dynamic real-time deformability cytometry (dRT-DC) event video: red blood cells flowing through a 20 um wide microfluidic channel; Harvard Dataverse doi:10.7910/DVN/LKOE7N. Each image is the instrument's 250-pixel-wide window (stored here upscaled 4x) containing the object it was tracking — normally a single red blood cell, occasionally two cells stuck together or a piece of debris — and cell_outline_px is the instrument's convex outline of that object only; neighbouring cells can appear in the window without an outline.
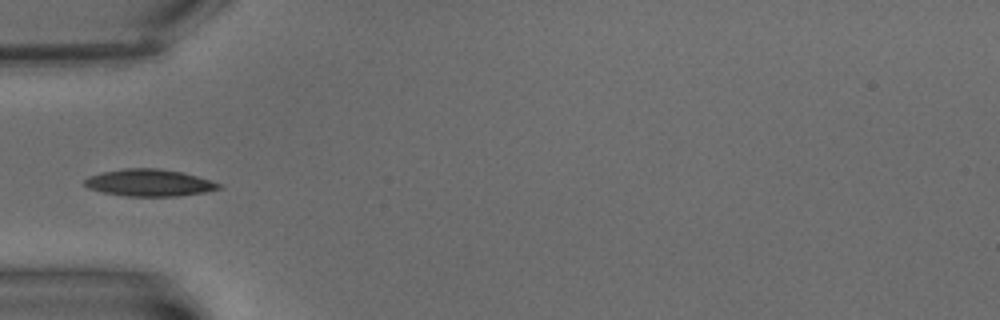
{"species": "common noctule bat (a hibernating species)", "species_latin": "Nyctalus noctula", "temperature_condition": "warm", "stored_images_in_passage": 9, "camera_frame_rate_fps": 3000, "um_per_image_px": 0.085, "animal": {"sex": "male", "body_mass_g": 15.6}, "frame": {"image": 1, "passage_image": 4, "time_ms": 3.333, "image_size_px": [1000, 320], "cell_outline_px": [[224, 188], [204, 192], [180, 196], [124, 196], [104, 192], [88, 188], [84, 184], [84, 180], [88, 176], [100, 172], [124, 168], [156, 168], [180, 172], [196, 176], [220, 184]], "centroid_in_image_um": [12.65, 15.53], "position_along_channel_um": 72.3, "area_um2": 21.04}}
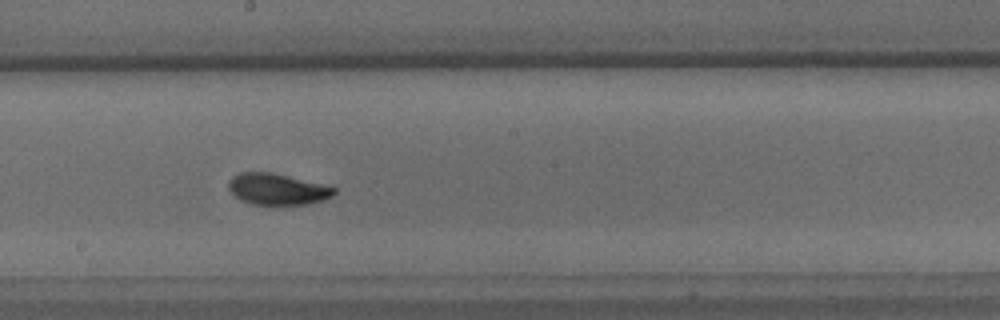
{"frame": {"image": 2, "passage_image": 8, "time_ms": 8.333, "image_size_px": [1000, 320], "cell_outline_px": [[336, 192], [332, 196], [324, 200], [304, 204], [252, 204], [240, 200], [228, 188], [228, 180], [232, 176], [240, 172], [268, 172], [320, 184], [336, 188]], "centroid_in_image_um": [23.52, 16.08], "position_along_channel_um": 224.7, "area_um2": 18.84}}